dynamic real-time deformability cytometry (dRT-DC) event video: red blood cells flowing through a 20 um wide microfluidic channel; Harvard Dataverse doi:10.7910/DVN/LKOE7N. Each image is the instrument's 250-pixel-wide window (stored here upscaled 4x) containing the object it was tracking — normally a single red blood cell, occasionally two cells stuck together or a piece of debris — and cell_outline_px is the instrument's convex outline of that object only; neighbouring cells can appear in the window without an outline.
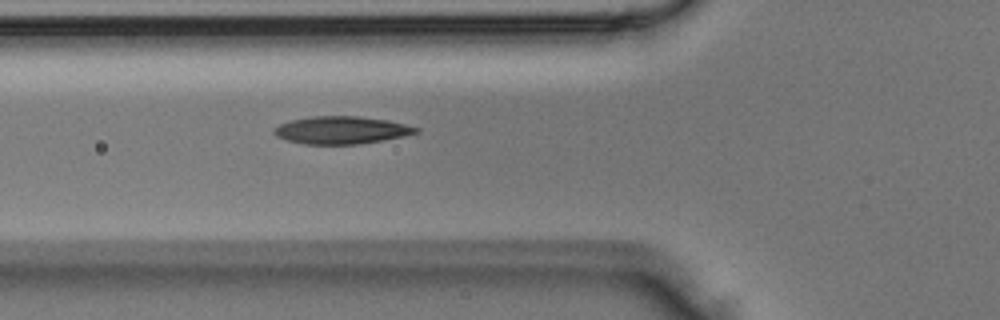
{"species": "Egyptian fruit bat (a non-hibernating species)", "species_latin": "Rousettus aegyptiacus", "temperature_condition": "room temperature", "stored_images_in_passage": 3, "camera_frame_rate_fps": 3000, "um_per_image_px": 0.085, "animal": {"sex": "male"}, "frame": {"image": 1, "passage_image": 3, "time_ms": 0.667, "image_size_px": [1000, 320], "cell_outline_px": [[420, 132], [404, 136], [384, 140], [360, 144], [304, 144], [288, 140], [276, 136], [272, 132], [272, 128], [288, 120], [312, 116], [356, 116], [388, 120], [420, 128]], "centroid_in_image_um": [29.0, 11.06], "position_along_channel_um": 96.8, "area_um2": 22.95}}